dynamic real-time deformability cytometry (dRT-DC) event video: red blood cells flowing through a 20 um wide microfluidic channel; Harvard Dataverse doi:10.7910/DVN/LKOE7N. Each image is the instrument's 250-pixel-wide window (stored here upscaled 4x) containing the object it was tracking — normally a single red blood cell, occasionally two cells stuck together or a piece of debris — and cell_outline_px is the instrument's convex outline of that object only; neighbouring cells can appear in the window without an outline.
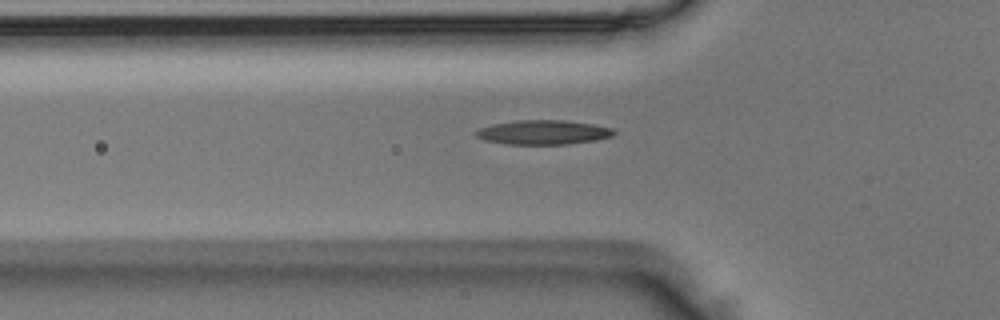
{"species": "Egyptian fruit bat (a non-hibernating species)", "species_latin": "Rousettus aegyptiacus", "temperature_condition": "room temperature", "stored_images_in_passage": 32, "camera_frame_rate_fps": 3000, "um_per_image_px": 0.085, "animal": {"sex": "male"}, "frame": {"image": 1, "passage_image": 3, "time_ms": 0.667, "image_size_px": [1000, 320], "cell_outline_px": [[616, 132], [612, 136], [596, 140], [568, 144], [508, 144], [484, 140], [476, 136], [476, 132], [480, 128], [492, 124], [520, 120], [564, 120], [592, 124], [612, 128]], "centroid_in_image_um": [46.19, 11.24], "position_along_channel_um": 79.6, "area_um2": 19.42}}
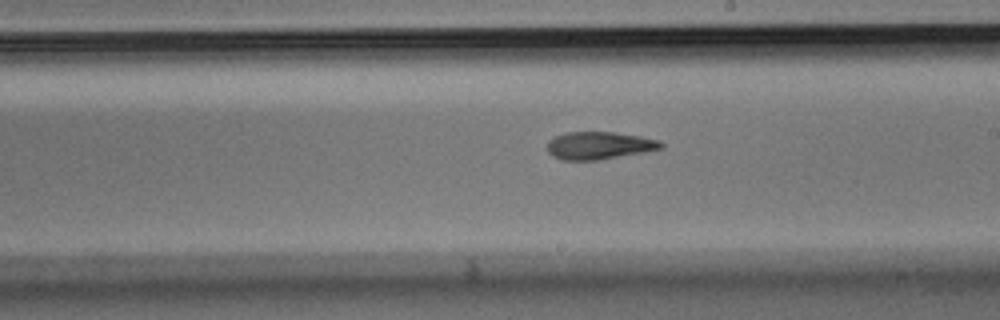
{"frame": {"image": 2, "passage_image": 15, "time_ms": 4.667, "image_size_px": [1000, 320], "cell_outline_px": [[664, 148], [644, 152], [600, 160], [560, 160], [552, 156], [548, 152], [548, 140], [552, 136], [564, 132], [616, 132], [640, 136], [660, 140], [664, 144]], "centroid_in_image_um": [50.92, 12.36], "position_along_channel_um": 238.1, "area_um2": 18.61}}
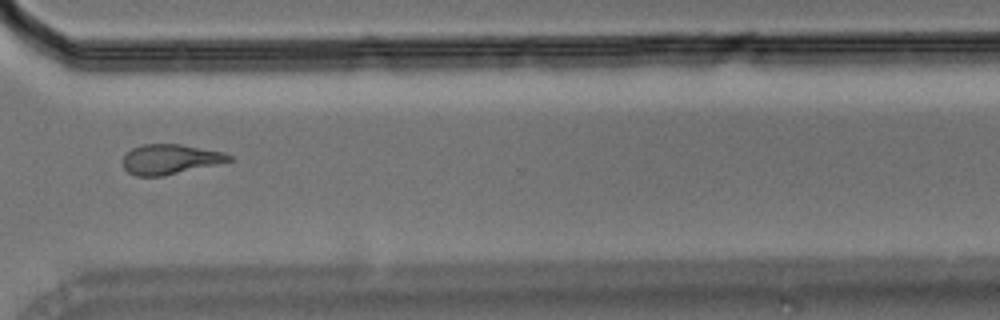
{"frame": {"image": 3, "passage_image": 24, "time_ms": 7.667, "image_size_px": [1000, 320], "cell_outline_px": [[232, 160], [216, 164], [164, 176], [136, 176], [128, 172], [124, 168], [124, 156], [132, 148], [140, 144], [180, 144], [224, 152], [232, 156]], "centroid_in_image_um": [14.45, 13.53], "position_along_channel_um": 356.2, "area_um2": 18.38}}